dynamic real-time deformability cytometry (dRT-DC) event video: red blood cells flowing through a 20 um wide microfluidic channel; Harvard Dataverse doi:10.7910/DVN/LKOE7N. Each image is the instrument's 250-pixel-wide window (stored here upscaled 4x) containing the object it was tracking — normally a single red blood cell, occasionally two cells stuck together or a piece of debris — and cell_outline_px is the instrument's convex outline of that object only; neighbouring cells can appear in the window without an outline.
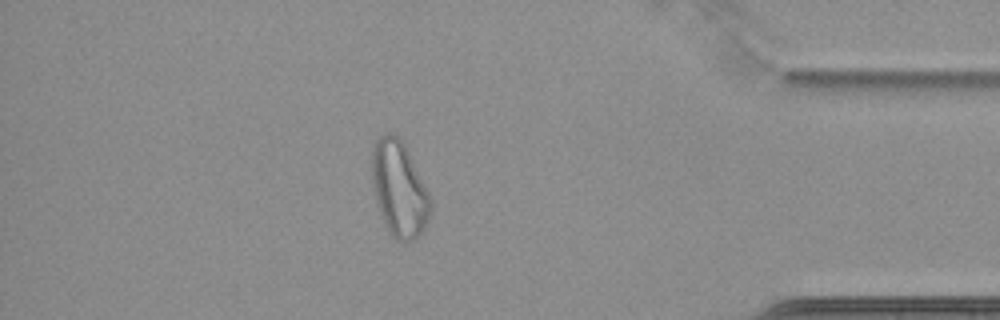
{"species": "common noctule bat (a hibernating species)", "species_latin": "Nyctalus noctula", "temperature_condition": "cold", "stored_images_in_passage": 51, "camera_frame_rate_fps": 3000, "um_per_image_px": 0.085, "animal": {"sex": "female", "body_mass_g": 22.7, "forearm_length_mm": 54.2}, "frame": {"image": 1, "passage_image": 44, "time_ms": 14.333, "image_size_px": [1000, 320], "cell_outline_px": [[432, 208], [428, 220], [420, 232], [412, 240], [396, 240], [392, 236], [384, 224], [376, 200], [372, 184], [372, 148], [376, 140], [384, 132], [388, 132], [396, 136], [404, 144], [432, 200]], "centroid_in_image_um": [33.91, 16.05], "position_along_channel_um": 401.3, "area_um2": 32.14}, "authors_computed_cell_mechanics": {"area_um2": 28.9, "velocity_mm_per_s": 3.4618, "shape_relaxation_time_tau1_ms": null, "shape_relaxation_time_tau2_ms": 1.9262, "deformation_change_tau1": null, "deformation_change_tau2": 0.1016}}